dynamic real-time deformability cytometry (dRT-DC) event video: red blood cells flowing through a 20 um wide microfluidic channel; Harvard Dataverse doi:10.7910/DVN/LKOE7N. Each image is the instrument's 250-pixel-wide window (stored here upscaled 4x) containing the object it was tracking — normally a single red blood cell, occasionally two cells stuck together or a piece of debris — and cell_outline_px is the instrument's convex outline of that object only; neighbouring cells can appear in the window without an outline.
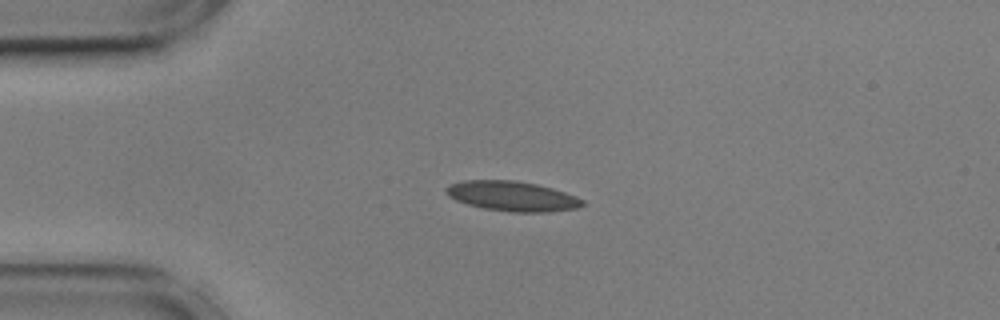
{"species": "common noctule bat (a hibernating species)", "species_latin": "Nyctalus noctula", "temperature_condition": "cold", "stored_images_in_passage": 43, "camera_frame_rate_fps": 3000, "um_per_image_px": 0.085, "animal": {"sex": "male", "body_mass_g": 17.9, "forearm_length_mm": 54.2}, "frame": {"image": 1, "passage_image": 1, "time_ms": 0.0, "image_size_px": [1000, 320], "cell_outline_px": [[584, 204], [576, 208], [548, 212], [512, 212], [484, 208], [468, 204], [456, 200], [448, 196], [444, 192], [444, 188], [448, 184], [464, 180], [516, 180], [536, 184], [552, 188], [576, 196], [584, 200]], "centroid_in_image_um": [43.5, 16.66], "position_along_channel_um": 41.5, "area_um2": 23.81}}
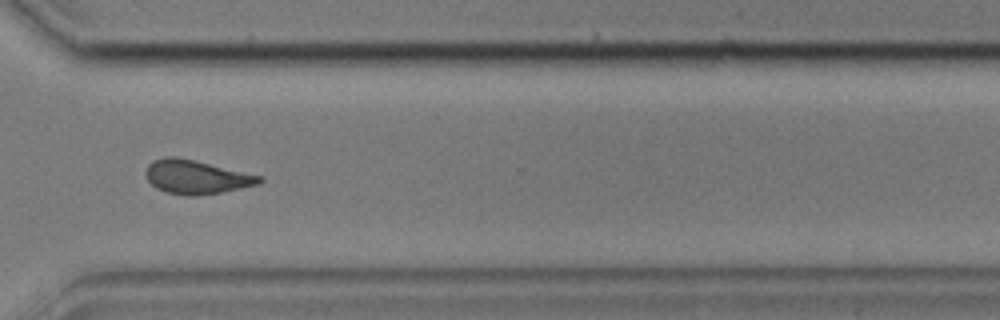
{"frame": {"image": 2, "passage_image": 29, "time_ms": 9.333, "image_size_px": [1000, 320], "cell_outline_px": [[264, 180], [260, 184], [220, 192], [196, 196], [188, 196], [168, 192], [156, 188], [148, 180], [144, 172], [148, 164], [152, 160], [164, 156], [176, 156], [264, 176]], "centroid_in_image_um": [16.68, 15.03], "position_along_channel_um": 353.9, "area_um2": 22.48}}
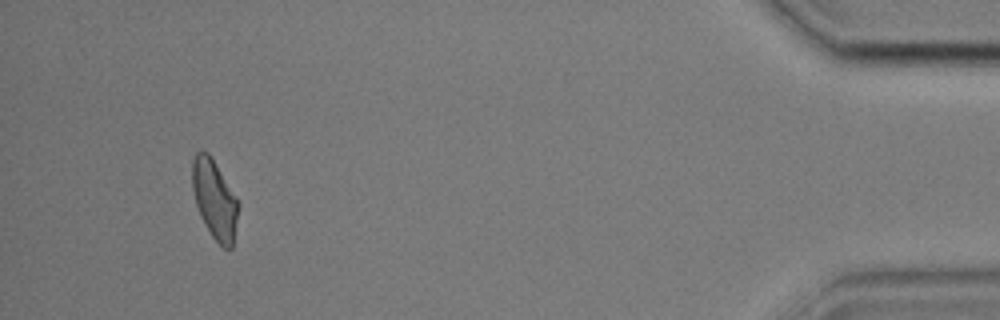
{"frame": {"image": 3, "passage_image": 40, "time_ms": 13.0, "image_size_px": [1000, 320], "cell_outline_px": [[240, 204], [232, 248], [224, 248], [212, 236], [200, 216], [196, 204], [192, 188], [192, 156], [200, 148], [208, 152]], "centroid_in_image_um": [18.22, 16.92], "position_along_channel_um": 417.0, "area_um2": 21.1}, "authors_computed_cell_mechanics": {"area_um2": 22.4842, "velocity_mm_per_s": 3.5943, "shape_relaxation_time_tau1_ms": 4.2389, "shape_relaxation_time_tau2_ms": 2.3683, "deformation_change_tau1": 0.121, "deformation_change_tau2": 0.1027}}